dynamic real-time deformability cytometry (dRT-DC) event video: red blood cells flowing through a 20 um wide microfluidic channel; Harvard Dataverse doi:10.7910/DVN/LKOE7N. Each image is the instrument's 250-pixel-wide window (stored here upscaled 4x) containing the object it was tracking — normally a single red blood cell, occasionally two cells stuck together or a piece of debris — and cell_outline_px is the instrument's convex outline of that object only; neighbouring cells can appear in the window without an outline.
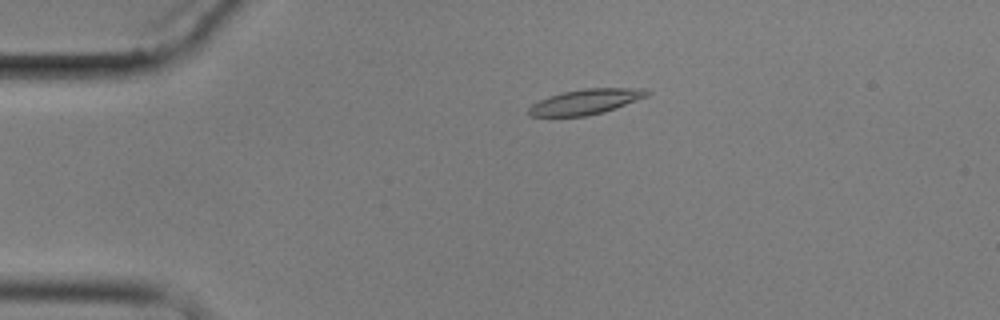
{"species": "common noctule bat (a hibernating species)", "species_latin": "Nyctalus noctula", "temperature_condition": "cold", "stored_images_in_passage": 5, "camera_frame_rate_fps": 3000, "um_per_image_px": 0.085, "animal": {"sex": "male", "body_mass_g": 17.9}, "frame": {"image": 1, "passage_image": 3, "time_ms": 2.333, "image_size_px": [1000, 320], "cell_outline_px": [[652, 92], [648, 96], [616, 108], [604, 112], [584, 116], [528, 116], [528, 108], [532, 104], [540, 100], [564, 92], [584, 88], [644, 88]], "centroid_in_image_um": [49.83, 8.64], "position_along_channel_um": 35.2, "area_um2": 17.28}}
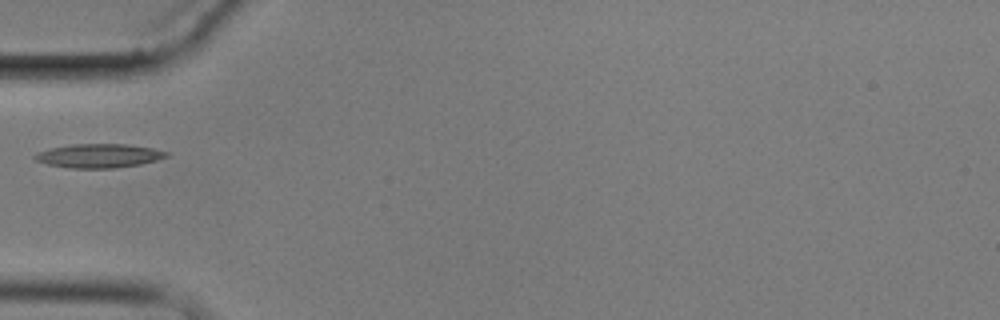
{"frame": {"image": 2, "passage_image": 5, "time_ms": 4.667, "image_size_px": [1000, 320], "cell_outline_px": [[168, 156], [156, 160], [140, 164], [116, 168], [68, 168], [48, 164], [36, 160], [32, 156], [36, 152], [52, 148], [72, 144], [128, 144], [152, 148], [168, 152]], "centroid_in_image_um": [8.39, 13.24], "position_along_channel_um": 76.6, "area_um2": 18.26}}